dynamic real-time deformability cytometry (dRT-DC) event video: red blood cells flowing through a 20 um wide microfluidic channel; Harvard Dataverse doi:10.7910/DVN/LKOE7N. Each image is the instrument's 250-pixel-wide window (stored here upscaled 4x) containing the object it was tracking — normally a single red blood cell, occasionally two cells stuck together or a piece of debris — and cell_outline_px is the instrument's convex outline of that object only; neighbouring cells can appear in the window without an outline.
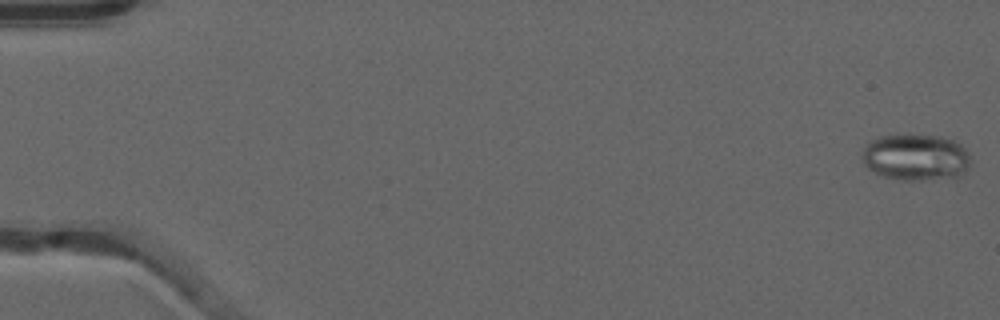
{"species": "common noctule bat (a hibernating species)", "species_latin": "Nyctalus noctula", "temperature_condition": "warm", "stored_images_in_passage": 53, "camera_frame_rate_fps": 3000, "um_per_image_px": 0.085, "animal": {"sex": "male", "forearm_length_mm": 52.5}, "frame": {"image": 1, "passage_image": 1, "time_ms": 0.0, "image_size_px": [1000, 320], "cell_outline_px": [[968, 168], [956, 180], [900, 180], [880, 176], [868, 168], [864, 164], [860, 156], [868, 140], [876, 136], [908, 132], [940, 136], [952, 140], [960, 144], [968, 152]], "centroid_in_image_um": [77.8, 13.35], "position_along_channel_um": 7.2, "area_um2": 30.75}}
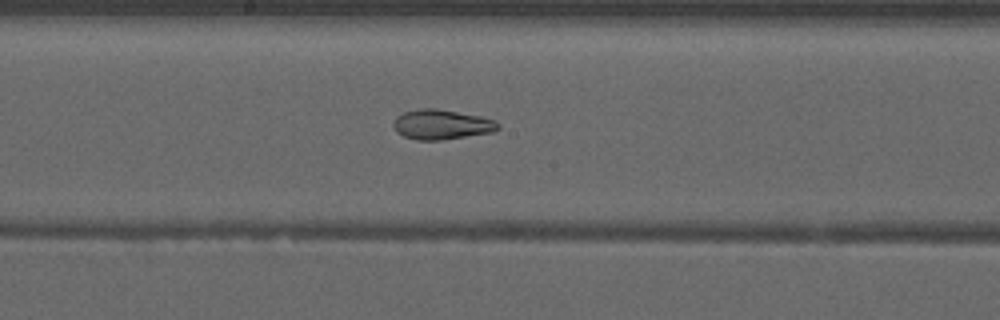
{"frame": {"image": 2, "passage_image": 29, "time_ms": 9.333, "image_size_px": [1000, 320], "cell_outline_px": [[500, 128], [492, 132], [440, 140], [416, 140], [404, 136], [396, 132], [392, 124], [396, 116], [404, 112], [420, 108], [436, 108], [480, 116], [496, 120], [500, 124]], "centroid_in_image_um": [37.52, 10.58], "position_along_channel_um": 210.7, "area_um2": 18.26}}
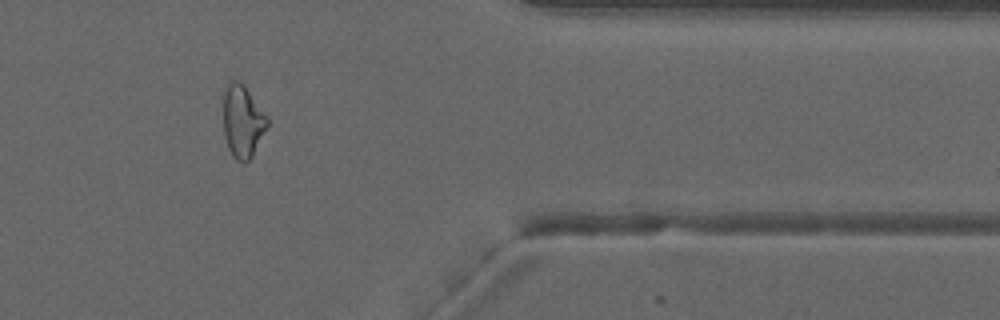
{"frame": {"image": 3, "passage_image": 44, "time_ms": 14.333, "image_size_px": [1000, 320], "cell_outline_px": [[268, 124], [252, 156], [244, 164], [236, 160], [232, 156], [228, 148], [224, 136], [224, 88], [228, 80], [240, 80], [244, 84], [268, 116]], "centroid_in_image_um": [20.61, 10.28], "position_along_channel_um": 390.8, "area_um2": 18.79}, "authors_computed_cell_mechanics": {"area_um2": 21.2704, "velocity_mm_per_s": 3.9712, "shape_relaxation_time_tau1_ms": null, "shape_relaxation_time_tau2_ms": 2.3342, "deformation_change_tau1": null, "deformation_change_tau2": 0.0917}}